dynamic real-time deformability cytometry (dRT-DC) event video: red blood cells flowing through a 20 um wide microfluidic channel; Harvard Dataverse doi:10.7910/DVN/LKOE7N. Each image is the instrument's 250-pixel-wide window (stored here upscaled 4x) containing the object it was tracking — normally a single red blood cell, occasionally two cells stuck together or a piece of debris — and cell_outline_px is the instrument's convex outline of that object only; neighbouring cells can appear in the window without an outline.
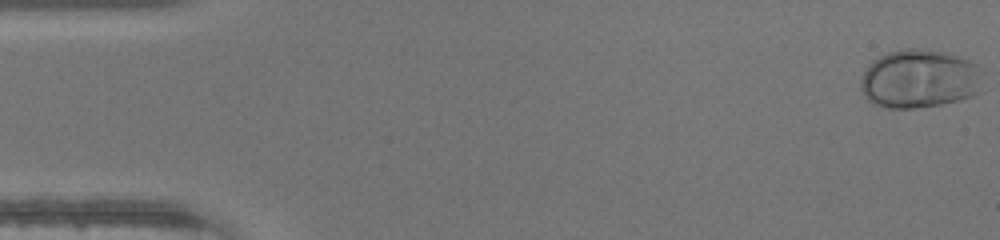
{"species": "human", "species_latin": "Homo sapiens", "temperature_condition": "warm", "stored_images_in_passage": 28, "camera_frame_rate_fps": 3000, "um_per_image_px": 0.085, "donor": {"sex": "male"}, "frame": {"image": 1, "passage_image": 1, "time_ms": 0.0, "image_size_px": [1000, 240], "cell_outline_px": [[984, 92], [960, 100], [940, 104], [912, 108], [888, 108], [872, 104], [864, 96], [860, 88], [860, 80], [868, 64], [880, 56], [888, 52], [908, 48], [928, 48], [944, 52], [968, 60], [976, 64]], "centroid_in_image_um": [78.14, 6.71], "position_along_channel_um": 6.9, "area_um2": 42.02}}
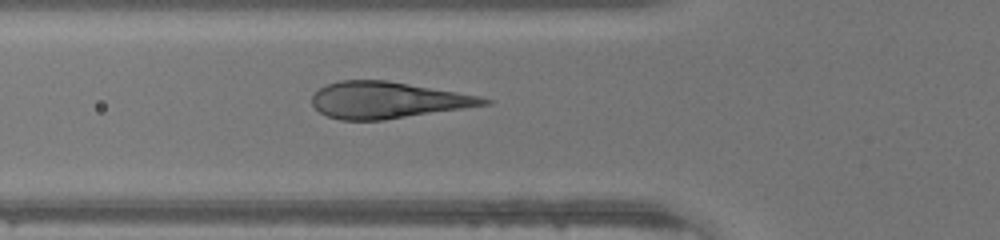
{"frame": {"image": 2, "passage_image": 17, "time_ms": 5.333, "image_size_px": [1000, 240], "cell_outline_px": [[492, 104], [384, 120], [340, 120], [328, 116], [320, 112], [312, 104], [312, 96], [320, 88], [328, 84], [340, 80], [388, 80], [480, 96], [492, 100]], "centroid_in_image_um": [32.95, 8.51], "position_along_channel_um": 92.8, "area_um2": 36.47}}
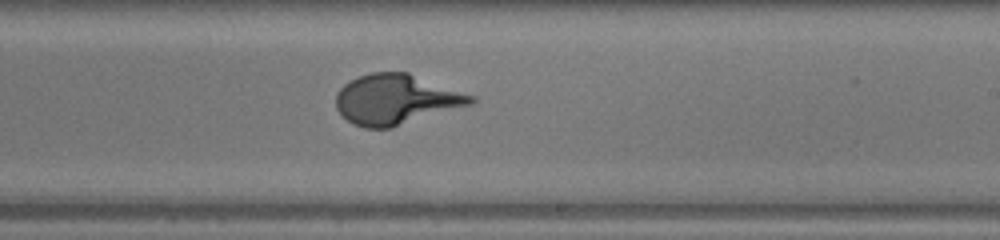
{"frame": {"image": 3, "passage_image": 28, "time_ms": 9.0, "image_size_px": [1000, 240], "cell_outline_px": [[476, 100], [472, 104], [392, 128], [364, 128], [352, 124], [336, 108], [336, 92], [344, 84], [360, 76], [372, 72], [408, 72], [476, 96]], "centroid_in_image_um": [33.68, 8.45], "position_along_channel_um": 255.3, "area_um2": 39.48}}